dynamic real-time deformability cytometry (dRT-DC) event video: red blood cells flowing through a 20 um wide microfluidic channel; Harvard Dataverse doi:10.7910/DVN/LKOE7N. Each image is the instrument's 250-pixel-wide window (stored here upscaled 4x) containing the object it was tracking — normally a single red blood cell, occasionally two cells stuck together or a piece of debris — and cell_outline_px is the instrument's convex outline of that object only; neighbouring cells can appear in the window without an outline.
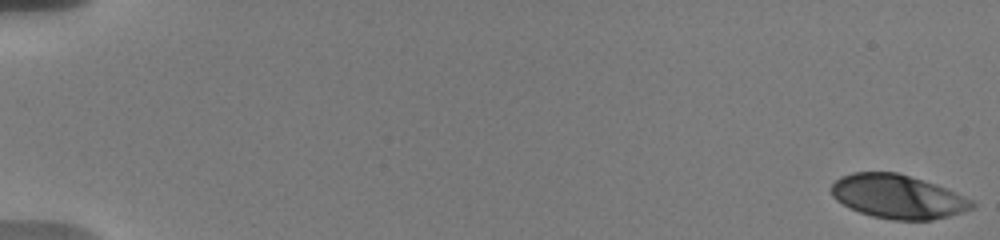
{"species": "human", "species_latin": "Homo sapiens", "temperature_condition": "warm", "stored_images_in_passage": 26, "camera_frame_rate_fps": 3000, "um_per_image_px": 0.085, "donor": {"sex": "male"}, "frame": {"image": 1, "passage_image": 1, "time_ms": 0.0, "image_size_px": [1000, 240], "cell_outline_px": [[976, 204], [972, 208], [948, 216], [932, 220], [892, 220], [872, 216], [860, 212], [836, 200], [832, 196], [832, 184], [840, 176], [852, 172], [896, 172], [936, 184], [972, 200]], "centroid_in_image_um": [76.29, 16.71], "position_along_channel_um": 8.7, "area_um2": 35.6}}
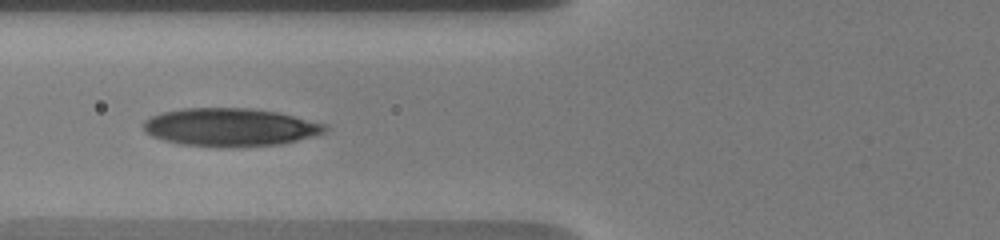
{"frame": {"image": 2, "passage_image": 15, "time_ms": 7.667, "image_size_px": [1000, 240], "cell_outline_px": [[328, 128], [324, 132], [312, 136], [280, 144], [180, 144], [164, 140], [152, 136], [144, 128], [144, 120], [152, 116], [164, 112], [180, 108], [252, 108], [280, 112], [328, 124]], "centroid_in_image_um": [19.6, 10.75], "position_along_channel_um": 106.2, "area_um2": 39.02}}
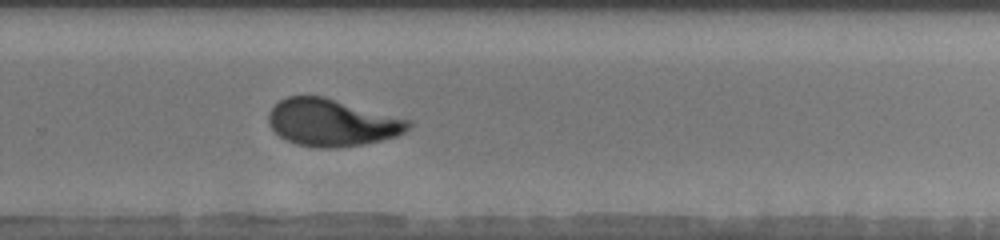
{"frame": {"image": 3, "passage_image": 26, "time_ms": 13.0, "image_size_px": [1000, 240], "cell_outline_px": [[412, 124], [404, 132], [396, 136], [364, 144], [336, 148], [316, 148], [296, 144], [284, 140], [268, 124], [268, 112], [280, 100], [288, 96], [324, 96], [412, 120]], "centroid_in_image_um": [28.21, 10.42], "position_along_channel_um": 301.6, "area_um2": 38.61}}